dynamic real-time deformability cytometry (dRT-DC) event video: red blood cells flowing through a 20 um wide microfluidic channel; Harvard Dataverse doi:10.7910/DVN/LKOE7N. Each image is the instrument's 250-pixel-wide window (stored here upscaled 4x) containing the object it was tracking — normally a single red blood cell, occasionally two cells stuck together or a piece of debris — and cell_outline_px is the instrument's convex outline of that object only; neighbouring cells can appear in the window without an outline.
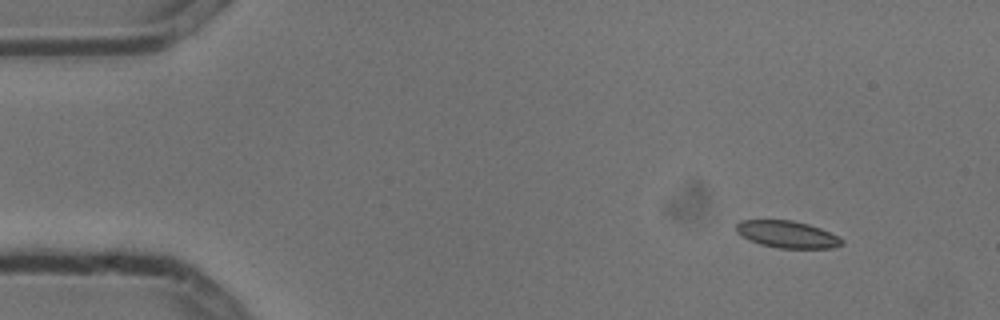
{"species": "common noctule bat (a hibernating species)", "species_latin": "Nyctalus noctula", "temperature_condition": "cold", "stored_images_in_passage": 4, "camera_frame_rate_fps": 3000, "um_per_image_px": 0.085, "animal": {"sex": "male", "body_mass_g": 13.3}, "frame": {"image": 1, "passage_image": 1, "time_ms": 0.0, "image_size_px": [1000, 320], "cell_outline_px": [[844, 244], [832, 248], [776, 248], [760, 244], [736, 232], [736, 224], [740, 220], [792, 220], [808, 224], [820, 228], [844, 240]], "centroid_in_image_um": [66.92, 19.92], "position_along_channel_um": 18.1, "area_um2": 16.47}}
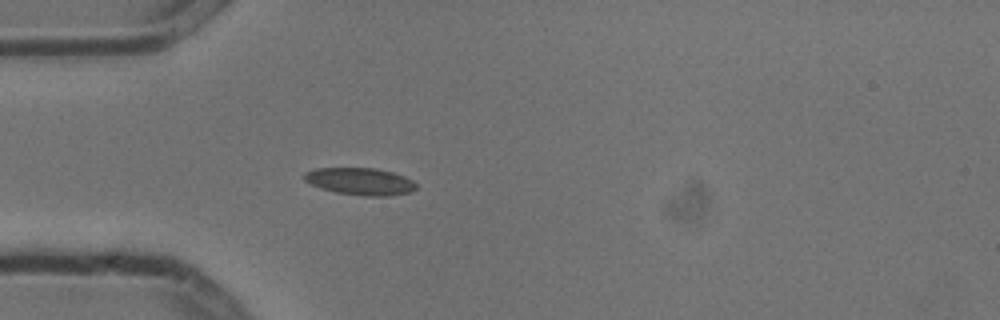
{"frame": {"image": 2, "passage_image": 4, "time_ms": 1.0, "image_size_px": [1000, 320], "cell_outline_px": [[416, 188], [412, 192], [388, 196], [368, 196], [336, 192], [320, 188], [304, 180], [304, 172], [316, 168], [376, 168], [392, 172], [404, 176], [412, 180], [416, 184]], "centroid_in_image_um": [30.62, 15.41], "position_along_channel_um": 54.4, "area_um2": 17.69}}